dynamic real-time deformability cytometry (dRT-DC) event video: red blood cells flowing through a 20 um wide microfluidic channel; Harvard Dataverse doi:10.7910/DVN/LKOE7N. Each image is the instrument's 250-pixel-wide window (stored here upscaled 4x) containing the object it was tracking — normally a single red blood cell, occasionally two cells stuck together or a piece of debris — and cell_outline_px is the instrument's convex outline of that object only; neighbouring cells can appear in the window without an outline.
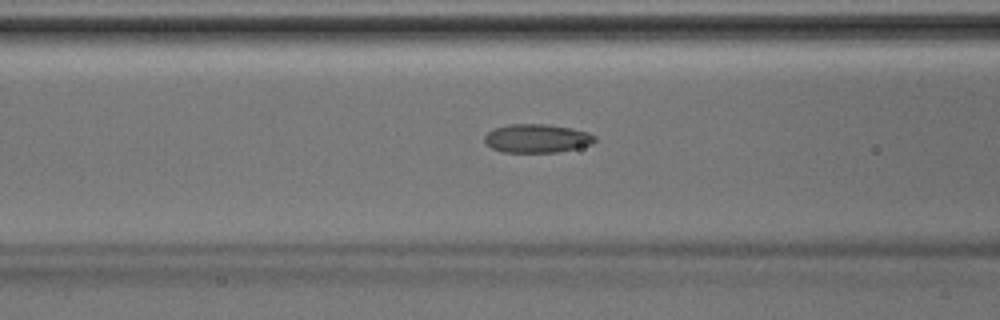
{"species": "Egyptian fruit bat (a non-hibernating species)", "species_latin": "Rousettus aegyptiacus", "temperature_condition": "room temperature", "stored_images_in_passage": 36, "camera_frame_rate_fps": 3000, "um_per_image_px": 0.085, "animal": {"sex": "male"}, "frame": {"image": 1, "passage_image": 16, "time_ms": 5.0, "image_size_px": [1000, 320], "cell_outline_px": [[596, 140], [592, 144], [556, 152], [504, 152], [492, 148], [484, 140], [484, 136], [488, 132], [496, 128], [508, 124], [544, 124], [572, 128], [588, 132], [596, 136]], "centroid_in_image_um": [45.65, 11.76], "position_along_channel_um": 121.0, "area_um2": 18.21}}
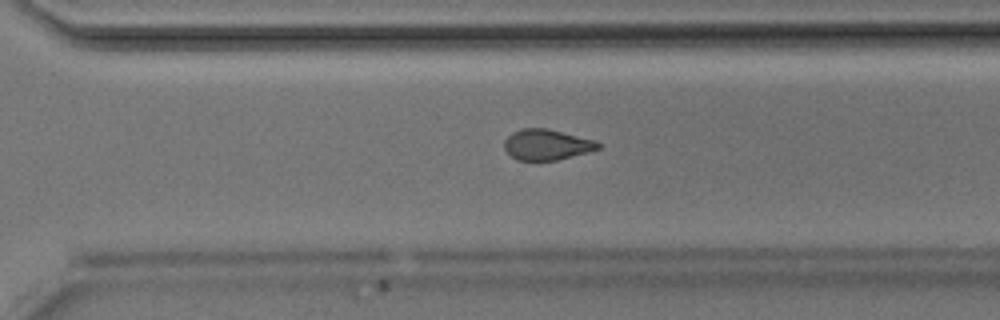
{"frame": {"image": 2, "passage_image": 29, "time_ms": 9.333, "image_size_px": [1000, 320], "cell_outline_px": [[600, 148], [556, 160], [516, 160], [504, 148], [504, 140], [512, 132], [524, 128], [544, 128], [592, 140], [600, 144]], "centroid_in_image_um": [46.4, 12.3], "position_along_channel_um": 324.2, "area_um2": 16.24}}
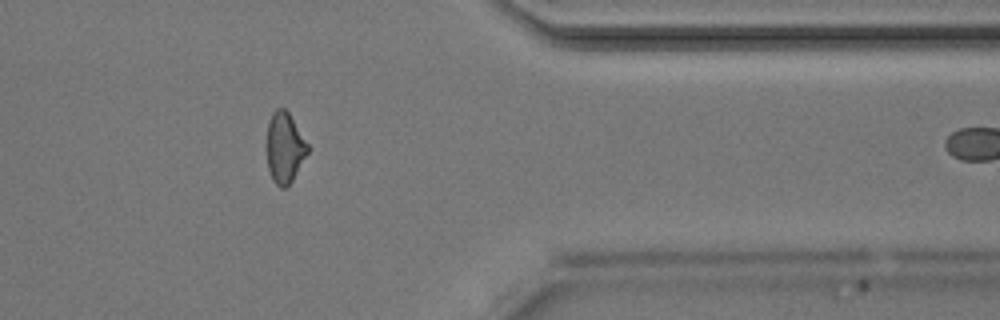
{"frame": {"image": 3, "passage_image": 34, "time_ms": 11.0, "image_size_px": [1000, 320], "cell_outline_px": [[308, 152], [292, 180], [284, 188], [280, 188], [272, 180], [268, 168], [264, 144], [268, 124], [272, 112], [276, 108], [284, 108], [288, 112], [308, 144]], "centroid_in_image_um": [24.14, 12.54], "position_along_channel_um": 387.3, "area_um2": 17.05}}